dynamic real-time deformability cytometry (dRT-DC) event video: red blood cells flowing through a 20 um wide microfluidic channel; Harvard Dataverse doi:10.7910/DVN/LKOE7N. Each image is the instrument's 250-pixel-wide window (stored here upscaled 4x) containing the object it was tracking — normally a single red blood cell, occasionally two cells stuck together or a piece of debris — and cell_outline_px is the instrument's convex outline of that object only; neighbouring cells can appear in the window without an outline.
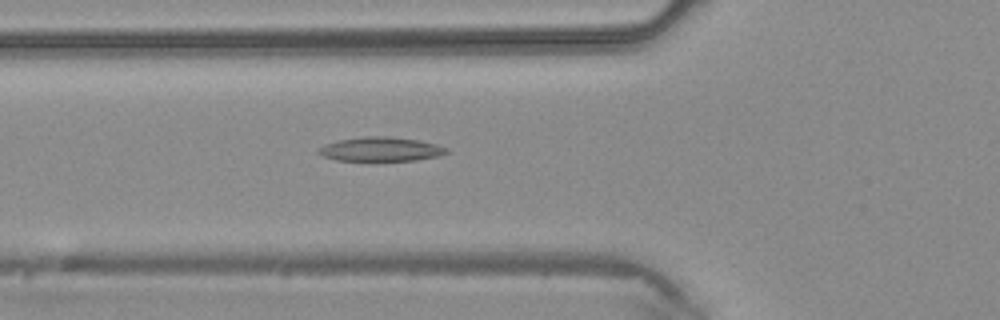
{"species": "common noctule bat (a hibernating species)", "species_latin": "Nyctalus noctula", "temperature_condition": "warm", "stored_images_in_passage": 37, "camera_frame_rate_fps": 3000, "um_per_image_px": 0.085, "animal": {"sex": "male", "body_mass_g": 20.4}, "frame": {"image": 1, "passage_image": 10, "time_ms": 3.0, "image_size_px": [1000, 320], "cell_outline_px": [[452, 152], [440, 156], [416, 160], [336, 160], [324, 156], [316, 152], [324, 144], [340, 140], [364, 136], [388, 136], [420, 140], [436, 144], [448, 148]], "centroid_in_image_um": [32.43, 12.67], "position_along_channel_um": 93.4, "area_um2": 18.03}}
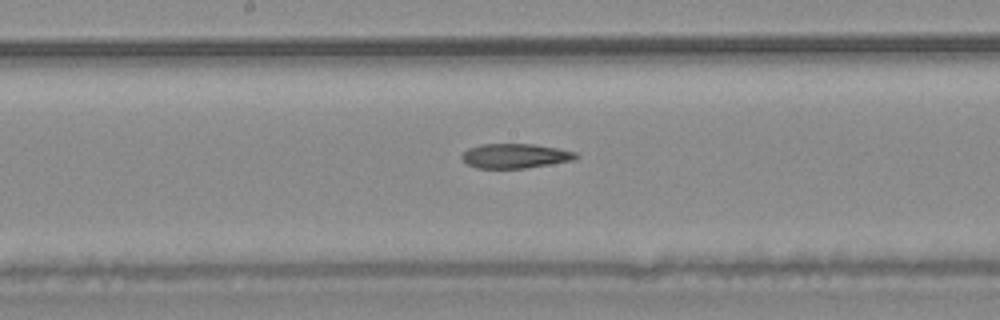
{"frame": {"image": 2, "passage_image": 17, "time_ms": 5.333, "image_size_px": [1000, 320], "cell_outline_px": [[580, 156], [576, 160], [524, 168], [476, 168], [468, 164], [460, 156], [468, 148], [480, 144], [536, 144], [576, 152]], "centroid_in_image_um": [43.81, 13.25], "position_along_channel_um": 204.4, "area_um2": 16.36}}
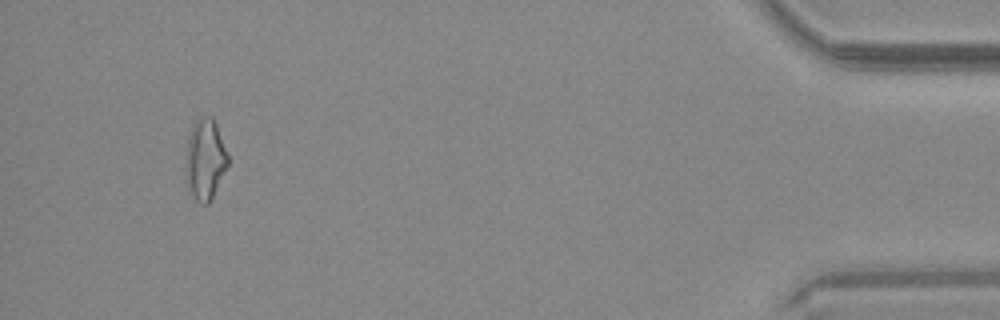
{"frame": {"image": 3, "passage_image": 35, "time_ms": 11.333, "image_size_px": [1000, 320], "cell_outline_px": [[228, 164], [212, 200], [208, 204], [200, 204], [188, 192], [184, 176], [184, 164], [188, 140], [192, 128], [196, 120], [204, 116], [212, 116], [216, 124], [228, 156]], "centroid_in_image_um": [17.4, 13.62], "position_along_channel_um": 417.8, "area_um2": 20.17}}